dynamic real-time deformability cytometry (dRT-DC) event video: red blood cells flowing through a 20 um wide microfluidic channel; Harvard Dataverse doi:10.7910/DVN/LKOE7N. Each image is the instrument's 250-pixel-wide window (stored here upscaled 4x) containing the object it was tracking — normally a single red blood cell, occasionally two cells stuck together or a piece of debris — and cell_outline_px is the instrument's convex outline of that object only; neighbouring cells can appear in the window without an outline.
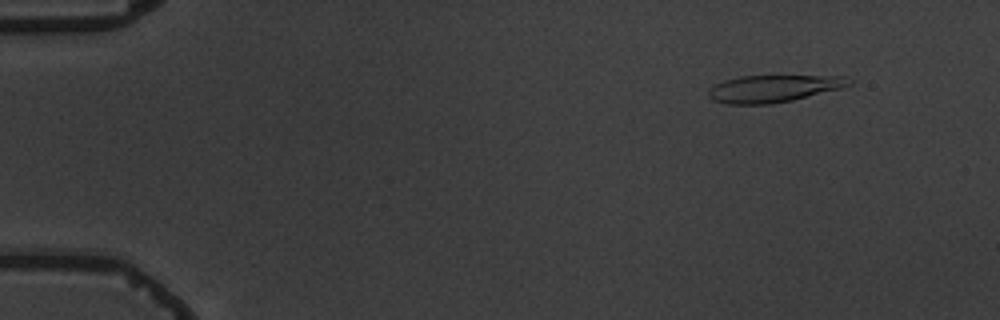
{"species": "common noctule bat (a hibernating species)", "species_latin": "Nyctalus noctula", "temperature_condition": "warm", "stored_images_in_passage": 5, "camera_frame_rate_fps": 3000, "um_per_image_px": 0.085, "animal": {"sex": "male", "body_mass_g": 19.5, "forearm_length_mm": 54.6}, "frame": {"image": 1, "passage_image": 2, "time_ms": 1.0, "image_size_px": [1000, 320], "cell_outline_px": [[852, 84], [840, 88], [792, 100], [772, 104], [728, 104], [712, 100], [708, 96], [708, 88], [724, 80], [740, 76], [844, 76], [852, 80]], "centroid_in_image_um": [65.7, 7.53], "position_along_channel_um": 19.3, "area_um2": 22.14}}
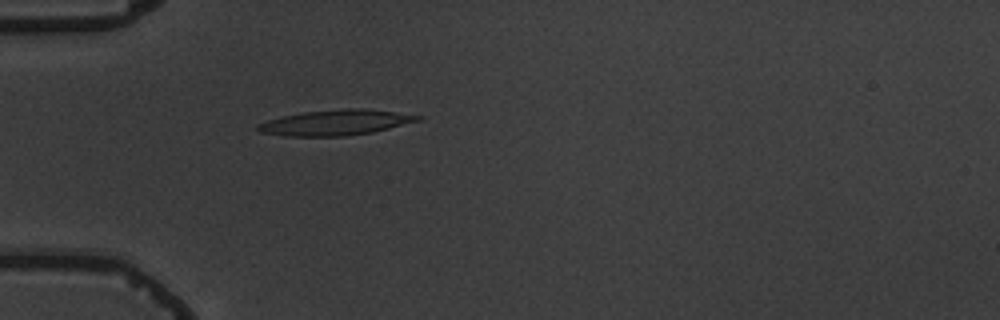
{"frame": {"image": 2, "passage_image": 5, "time_ms": 4.667, "image_size_px": [1000, 320], "cell_outline_px": [[424, 116], [420, 120], [372, 132], [344, 136], [284, 136], [260, 132], [256, 128], [256, 124], [268, 120], [284, 116], [304, 112], [344, 108], [364, 108]], "centroid_in_image_um": [28.5, 10.41], "position_along_channel_um": 56.5, "area_um2": 23.52}}